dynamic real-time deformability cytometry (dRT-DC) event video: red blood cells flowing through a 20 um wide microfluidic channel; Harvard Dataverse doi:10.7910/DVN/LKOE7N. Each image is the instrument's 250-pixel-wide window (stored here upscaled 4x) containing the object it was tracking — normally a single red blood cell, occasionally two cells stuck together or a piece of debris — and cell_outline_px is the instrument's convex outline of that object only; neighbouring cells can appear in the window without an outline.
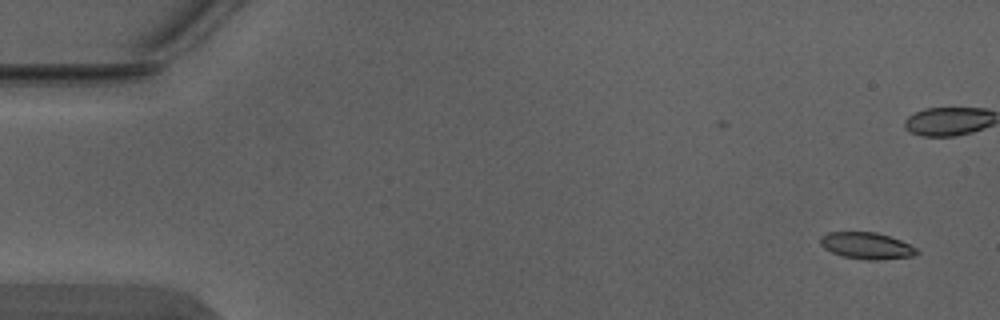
{"species": "Egyptian fruit bat (a non-hibernating species)", "species_latin": "Rousettus aegyptiacus", "temperature_condition": "warm", "stored_images_in_passage": 6, "camera_frame_rate_fps": 3000, "um_per_image_px": 0.085, "animal": {"sex": "male"}, "frame": {"image": 1, "passage_image": 1, "time_ms": 0.0, "image_size_px": [1000, 320], "cell_outline_px": [[920, 252], [912, 256], [876, 260], [868, 260], [844, 256], [832, 252], [824, 248], [820, 244], [820, 236], [828, 232], [876, 232], [900, 240], [916, 248]], "centroid_in_image_um": [73.64, 20.88], "position_along_channel_um": 11.4, "area_um2": 14.8}}
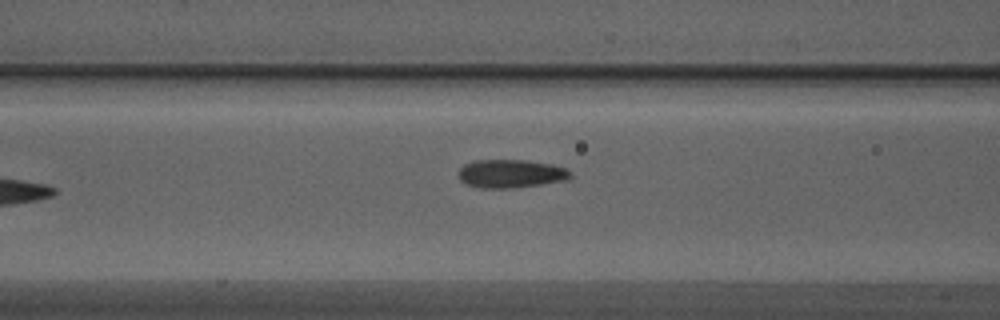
{"frame": {"image": 2, "passage_image": 6, "time_ms": 1.667, "image_size_px": [1000, 320], "cell_outline_px": [[572, 176], [568, 180], [512, 188], [480, 188], [464, 184], [456, 176], [460, 168], [464, 164], [476, 160], [524, 160], [552, 164], [564, 168]], "centroid_in_image_um": [43.35, 14.77], "position_along_channel_um": 123.2, "area_um2": 18.55}}